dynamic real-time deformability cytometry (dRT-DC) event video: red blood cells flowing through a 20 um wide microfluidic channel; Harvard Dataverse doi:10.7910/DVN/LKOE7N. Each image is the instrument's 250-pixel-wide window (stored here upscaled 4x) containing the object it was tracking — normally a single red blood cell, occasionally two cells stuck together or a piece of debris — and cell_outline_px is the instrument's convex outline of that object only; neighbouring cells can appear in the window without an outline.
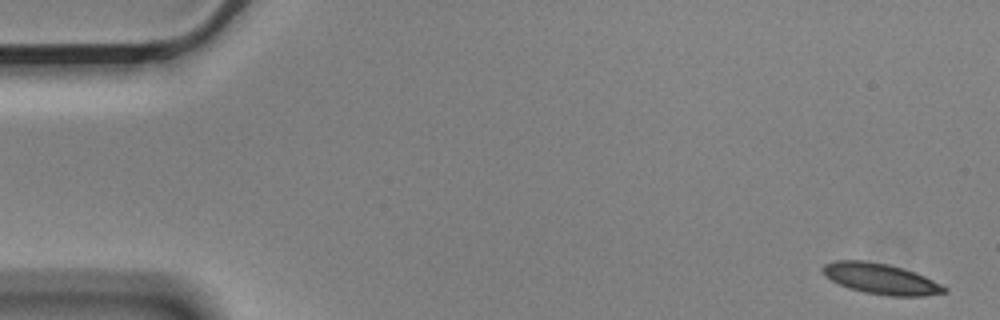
{"species": "Egyptian fruit bat (a non-hibernating species)", "species_latin": "Rousettus aegyptiacus", "temperature_condition": "cold", "stored_images_in_passage": 11, "camera_frame_rate_fps": 3000, "um_per_image_px": 0.085, "animal": {"sex": "male"}, "frame": {"image": 1, "passage_image": 1, "time_ms": 0.0, "image_size_px": [1000, 320], "cell_outline_px": [[948, 292], [924, 296], [888, 296], [864, 292], [848, 288], [824, 276], [820, 268], [824, 264], [836, 260], [864, 260], [888, 264], [916, 272], [948, 288]], "centroid_in_image_um": [74.85, 23.69], "position_along_channel_um": 10.1, "area_um2": 21.85}}
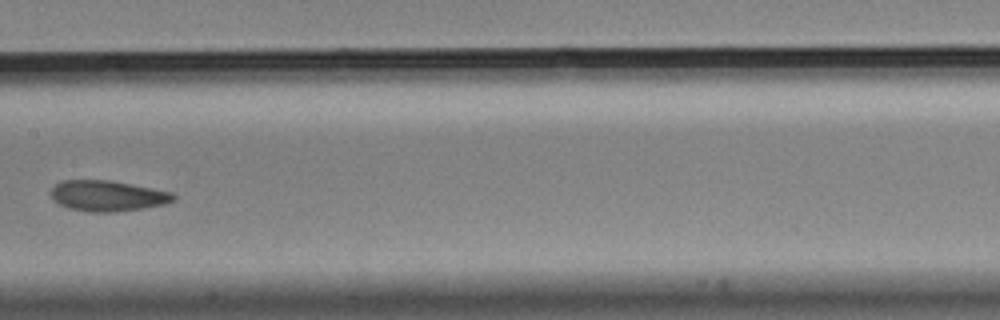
{"frame": {"image": 2, "passage_image": 8, "time_ms": 2.333, "image_size_px": [1000, 320], "cell_outline_px": [[176, 200], [164, 204], [116, 212], [88, 212], [68, 208], [52, 200], [52, 188], [60, 180], [108, 180], [172, 192], [176, 196]], "centroid_in_image_um": [9.12, 16.65], "position_along_channel_um": 198.3, "area_um2": 21.79}}
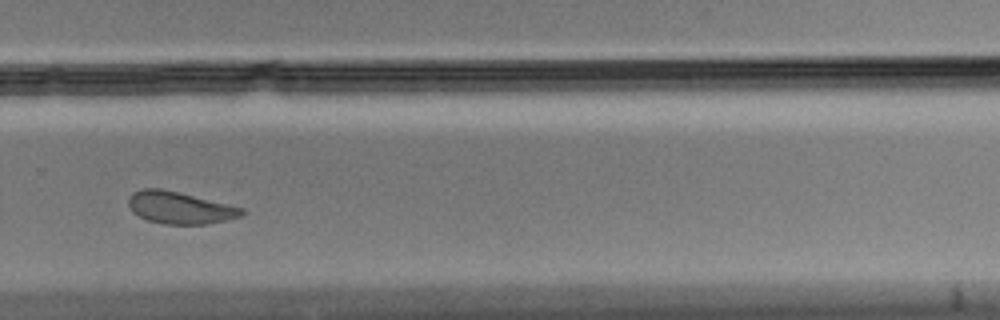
{"frame": {"image": 3, "passage_image": 11, "time_ms": 3.333, "image_size_px": [1000, 320], "cell_outline_px": [[244, 212], [240, 216], [228, 220], [204, 224], [164, 224], [148, 220], [132, 212], [128, 204], [128, 196], [132, 192], [140, 188], [160, 188], [228, 204], [244, 208]], "centroid_in_image_um": [15.24, 17.65], "position_along_channel_um": 314.6, "area_um2": 21.1}}